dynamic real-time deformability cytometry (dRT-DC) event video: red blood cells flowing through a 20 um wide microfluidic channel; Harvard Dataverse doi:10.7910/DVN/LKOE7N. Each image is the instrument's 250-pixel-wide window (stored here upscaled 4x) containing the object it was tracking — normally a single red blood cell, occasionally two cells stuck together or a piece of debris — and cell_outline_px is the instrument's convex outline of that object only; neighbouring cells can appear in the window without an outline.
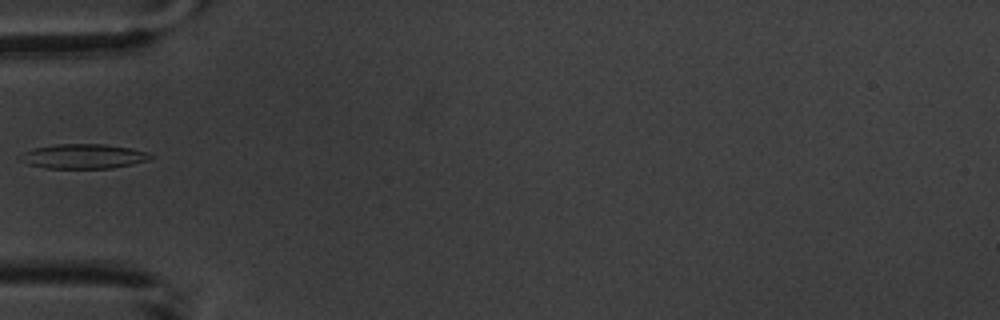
{"species": "common noctule bat (a hibernating species)", "species_latin": "Nyctalus noctula", "temperature_condition": "warm", "stored_images_in_passage": 3, "camera_frame_rate_fps": 3000, "um_per_image_px": 0.085, "animal": {"sex": "male", "body_mass_g": 20.1, "forearm_length_mm": 53.5}, "frame": {"image": 1, "passage_image": 2, "time_ms": 1.333, "image_size_px": [1000, 320], "cell_outline_px": [[152, 156], [148, 160], [132, 164], [112, 168], [48, 168], [28, 164], [20, 160], [16, 156], [24, 152], [36, 148], [56, 144], [104, 144], [132, 148], [148, 152]], "centroid_in_image_um": [7.08, 13.28], "position_along_channel_um": 77.9, "area_um2": 18.61}}
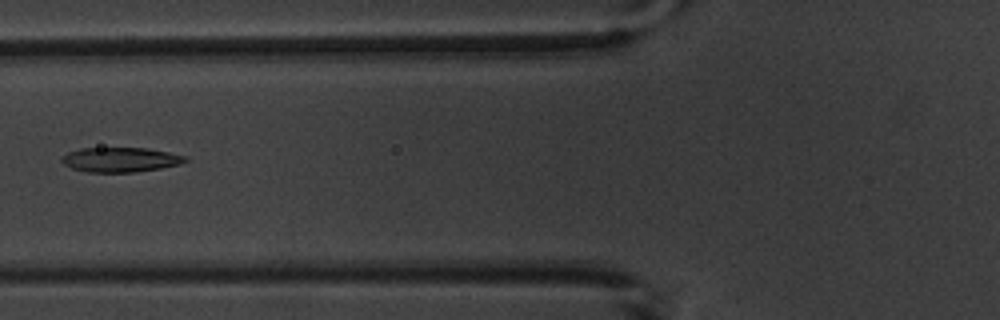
{"frame": {"image": 2, "passage_image": 3, "time_ms": 2.333, "image_size_px": [1000, 320], "cell_outline_px": [[188, 160], [180, 164], [160, 168], [136, 172], [88, 172], [72, 168], [64, 164], [60, 160], [60, 156], [68, 152], [80, 148], [148, 148], [188, 156]], "centroid_in_image_um": [10.23, 13.57], "position_along_channel_um": 115.6, "area_um2": 17.86}}